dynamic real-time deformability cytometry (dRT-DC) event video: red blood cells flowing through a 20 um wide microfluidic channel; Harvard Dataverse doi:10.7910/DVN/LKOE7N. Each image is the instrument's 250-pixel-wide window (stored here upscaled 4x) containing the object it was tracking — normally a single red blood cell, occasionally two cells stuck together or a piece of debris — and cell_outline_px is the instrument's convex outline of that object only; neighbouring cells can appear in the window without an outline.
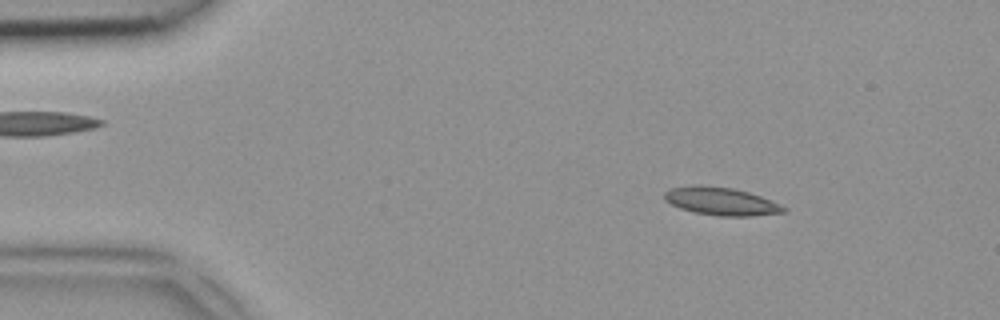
{"species": "common noctule bat (a hibernating species)", "species_latin": "Nyctalus noctula", "temperature_condition": "room temperature", "stored_images_in_passage": 43, "camera_frame_rate_fps": 3000, "um_per_image_px": 0.085, "animal": {"sex": "female", "body_mass_g": 18.4}, "frame": {"image": 1, "passage_image": 3, "time_ms": 0.667, "image_size_px": [1000, 320], "cell_outline_px": [[788, 208], [784, 212], [752, 216], [720, 216], [696, 212], [680, 208], [664, 200], [664, 192], [672, 188], [696, 184], [700, 184], [732, 188], [748, 192], [760, 196]], "centroid_in_image_um": [61.27, 17.1], "position_along_channel_um": 23.7, "area_um2": 19.25}}
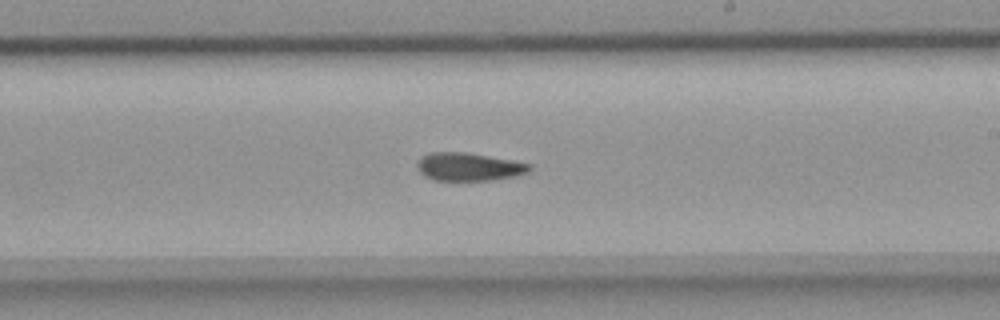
{"frame": {"image": 2, "passage_image": 24, "time_ms": 7.667, "image_size_px": [1000, 320], "cell_outline_px": [[532, 168], [528, 172], [516, 176], [492, 180], [432, 180], [420, 172], [416, 164], [420, 156], [432, 152], [464, 152], [512, 160], [532, 164]], "centroid_in_image_um": [39.85, 14.17], "position_along_channel_um": 249.2, "area_um2": 18.38}}
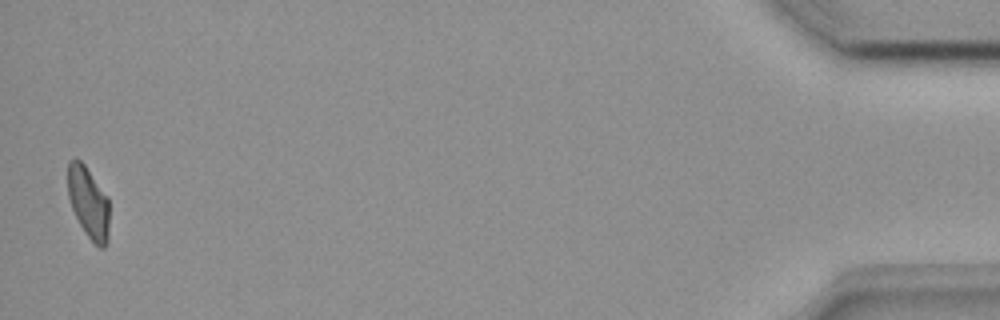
{"frame": {"image": 3, "passage_image": 43, "time_ms": 14.0, "image_size_px": [1000, 320], "cell_outline_px": [[108, 244], [104, 248], [100, 248], [88, 236], [80, 224], [72, 208], [68, 196], [68, 160], [80, 160], [84, 164], [108, 196]], "centroid_in_image_um": [7.53, 17.21], "position_along_channel_um": 427.7, "area_um2": 17.11}}